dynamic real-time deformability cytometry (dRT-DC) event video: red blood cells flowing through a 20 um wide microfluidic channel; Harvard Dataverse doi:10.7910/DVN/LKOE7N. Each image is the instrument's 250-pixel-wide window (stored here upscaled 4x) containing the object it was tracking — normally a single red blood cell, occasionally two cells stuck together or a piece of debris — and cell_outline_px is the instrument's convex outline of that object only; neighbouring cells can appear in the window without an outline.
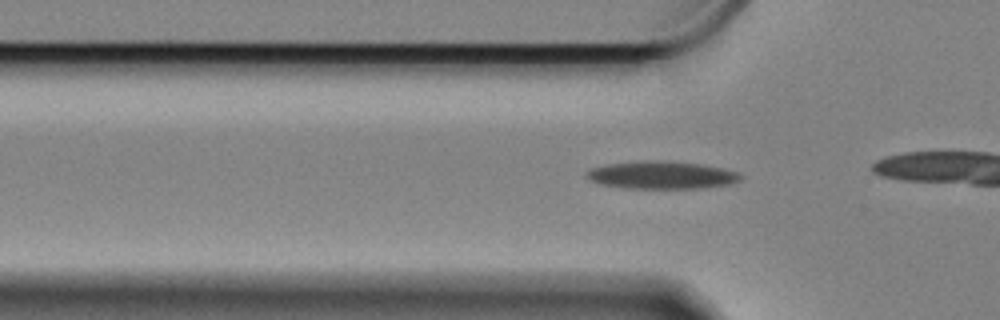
{"species": "Egyptian fruit bat (a non-hibernating species)", "species_latin": "Rousettus aegyptiacus", "temperature_condition": "cold", "stored_images_in_passage": 36, "camera_frame_rate_fps": 3000, "um_per_image_px": 0.085, "animal": {"sex": "female"}, "frame": {"image": 1, "passage_image": 8, "time_ms": 2.333, "image_size_px": [1000, 320], "cell_outline_px": [[744, 176], [740, 180], [732, 184], [708, 188], [624, 188], [600, 184], [592, 180], [588, 176], [588, 172], [592, 168], [608, 164], [700, 164], [724, 168], [736, 172]], "centroid_in_image_um": [56.37, 14.96], "position_along_channel_um": 69.4, "area_um2": 23.24}}
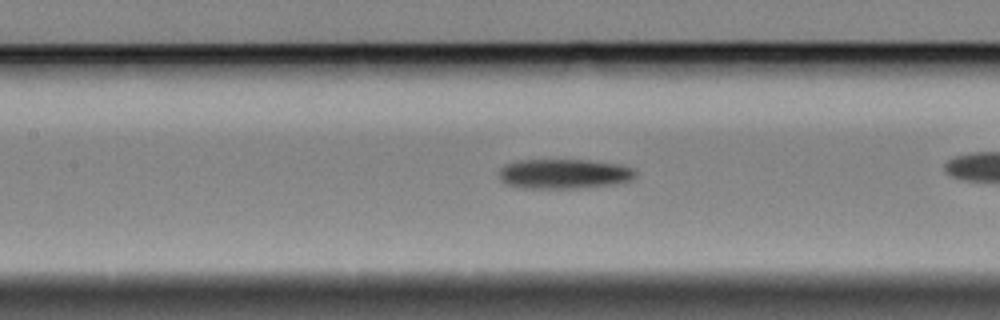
{"frame": {"image": 2, "passage_image": 16, "time_ms": 5.0, "image_size_px": [1000, 320], "cell_outline_px": [[636, 176], [632, 180], [612, 184], [576, 188], [524, 188], [504, 184], [500, 180], [500, 168], [504, 164], [520, 160], [588, 160], [620, 164], [632, 168], [636, 172]], "centroid_in_image_um": [47.92, 14.77], "position_along_channel_um": 159.5, "area_um2": 23.7}}
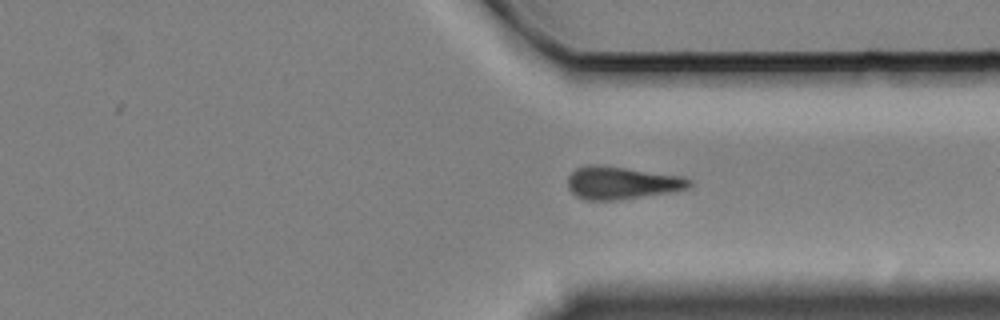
{"frame": {"image": 3, "passage_image": 34, "time_ms": 11.0, "image_size_px": [1000, 320], "cell_outline_px": [[692, 184], [688, 188], [672, 192], [616, 200], [588, 200], [576, 196], [568, 188], [568, 176], [576, 168], [588, 164], [600, 164], [684, 176], [692, 180]], "centroid_in_image_um": [52.86, 15.53], "position_along_channel_um": 358.5, "area_um2": 23.35}}